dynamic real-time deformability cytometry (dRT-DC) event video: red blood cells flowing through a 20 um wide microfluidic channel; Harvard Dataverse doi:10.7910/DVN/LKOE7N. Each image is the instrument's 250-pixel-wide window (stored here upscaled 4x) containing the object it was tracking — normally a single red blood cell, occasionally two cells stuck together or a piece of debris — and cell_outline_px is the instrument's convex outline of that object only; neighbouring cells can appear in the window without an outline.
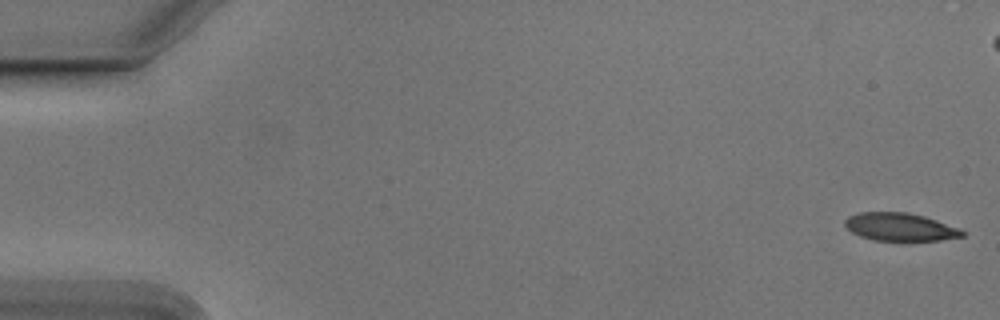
{"species": "Egyptian fruit bat (a non-hibernating species)", "species_latin": "Rousettus aegyptiacus", "temperature_condition": "cold", "stored_images_in_passage": 55, "camera_frame_rate_fps": 3000, "um_per_image_px": 0.085, "animal": {"sex": "male"}, "frame": {"image": 1, "passage_image": 1, "time_ms": 0.0, "image_size_px": [1000, 320], "cell_outline_px": [[964, 236], [940, 240], [872, 240], [860, 236], [852, 232], [844, 224], [844, 220], [848, 216], [860, 212], [908, 212], [924, 216], [960, 228], [964, 232]], "centroid_in_image_um": [76.49, 19.28], "position_along_channel_um": 8.5, "area_um2": 19.02}}
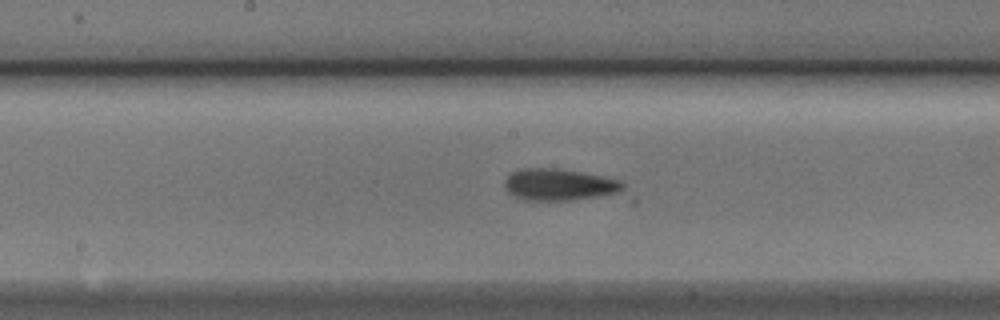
{"frame": {"image": 2, "passage_image": 28, "time_ms": 9.0, "image_size_px": [1000, 320], "cell_outline_px": [[624, 188], [616, 192], [596, 196], [572, 200], [524, 200], [508, 192], [504, 188], [504, 180], [512, 172], [520, 168], [556, 168], [600, 176], [620, 180], [624, 184]], "centroid_in_image_um": [47.45, 15.69], "position_along_channel_um": 200.8, "area_um2": 21.5}}
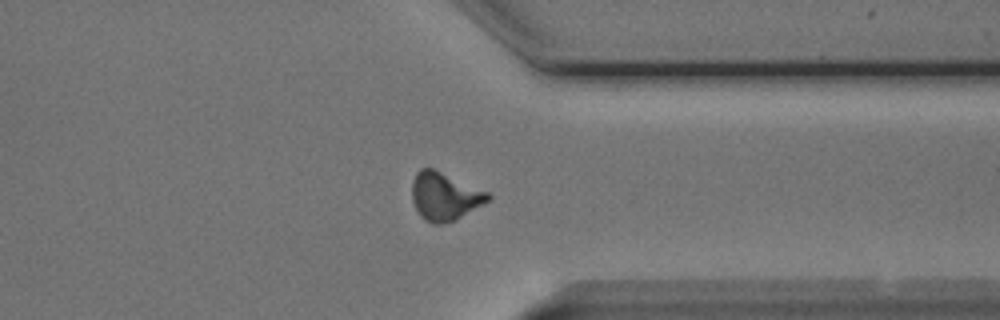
{"frame": {"image": 3, "passage_image": 42, "time_ms": 13.667, "image_size_px": [1000, 320], "cell_outline_px": [[492, 196], [488, 200], [456, 220], [444, 224], [432, 224], [424, 220], [420, 216], [412, 200], [412, 180], [416, 172], [420, 168], [432, 168], [488, 192]], "centroid_in_image_um": [37.75, 16.7], "position_along_channel_um": 373.6, "area_um2": 21.1}, "authors_computed_cell_mechanics": {"area_um2": 20.6346, "velocity_mm_per_s": 3.7627, "shape_relaxation_time_tau1_ms": 6.4327, "shape_relaxation_time_tau2_ms": 4.1433, "deformation_change_tau1": 0.1743, "deformation_change_tau2": 0.1161}}